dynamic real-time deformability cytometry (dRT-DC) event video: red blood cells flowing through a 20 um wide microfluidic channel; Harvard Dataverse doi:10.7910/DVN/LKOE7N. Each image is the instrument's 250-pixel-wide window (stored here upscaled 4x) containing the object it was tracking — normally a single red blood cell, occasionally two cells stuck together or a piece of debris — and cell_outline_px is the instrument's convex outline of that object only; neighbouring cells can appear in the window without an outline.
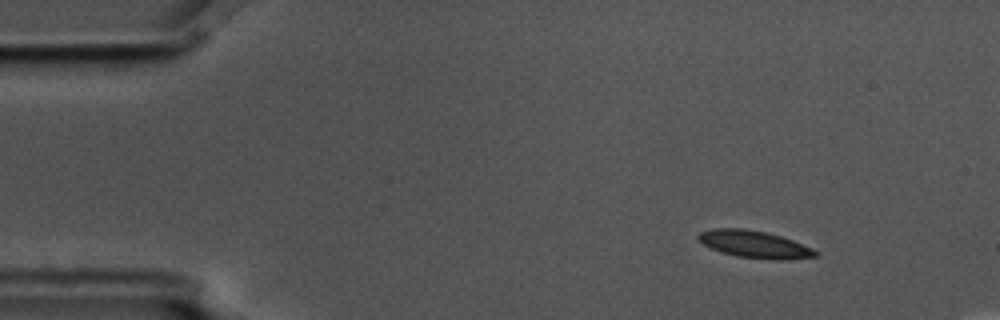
{"species": "common noctule bat (a hibernating species)", "species_latin": "Nyctalus noctula", "temperature_condition": "cold", "stored_images_in_passage": 6, "camera_frame_rate_fps": 3000, "um_per_image_px": 0.085, "animal": {"sex": "male", "body_mass_g": 17.5, "forearm_length_mm": 52.3}, "frame": {"image": 1, "passage_image": 1, "time_ms": 0.0, "image_size_px": [1000, 320], "cell_outline_px": [[820, 256], [784, 260], [780, 260], [736, 256], [712, 248], [704, 244], [696, 236], [700, 232], [712, 228], [744, 228], [768, 232], [792, 240], [812, 248], [820, 252]], "centroid_in_image_um": [64.18, 20.76], "position_along_channel_um": 20.8, "area_um2": 18.5}}